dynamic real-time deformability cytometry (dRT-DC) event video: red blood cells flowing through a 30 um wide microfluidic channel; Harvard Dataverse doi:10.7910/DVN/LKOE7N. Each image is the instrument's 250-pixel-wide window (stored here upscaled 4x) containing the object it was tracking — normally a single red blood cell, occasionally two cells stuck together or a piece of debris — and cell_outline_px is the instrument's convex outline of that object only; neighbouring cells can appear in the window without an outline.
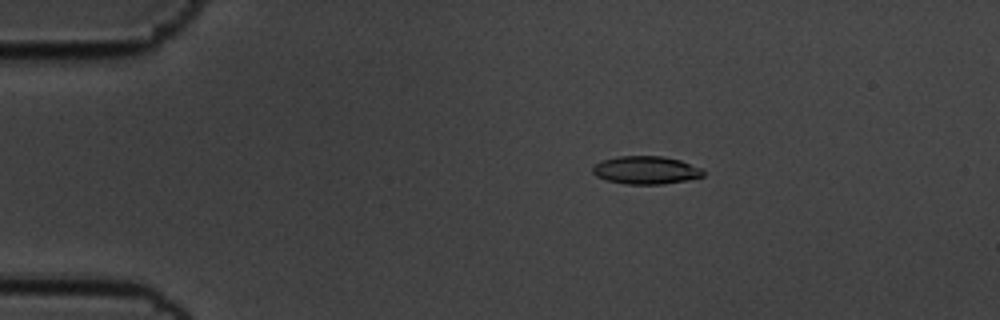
{"species": "common noctule bat (a hibernating species)", "species_latin": "Nyctalus noctula", "temperature_condition": "cold", "stored_images_in_passage": 56, "camera_frame_rate_fps": 3000, "um_per_image_px": 0.085, "animal": {"sex": "male", "body_mass_g": 19.5, "forearm_length_mm": 54.6}, "frame": {"image": 1, "passage_image": 10, "time_ms": 3.0, "image_size_px": [1000, 320], "cell_outline_px": [[704, 176], [684, 180], [660, 184], [624, 184], [608, 180], [596, 176], [592, 172], [592, 168], [600, 160], [620, 156], [664, 156], [680, 160], [704, 168]], "centroid_in_image_um": [54.91, 14.45], "position_along_channel_um": 30.1, "area_um2": 18.03}}
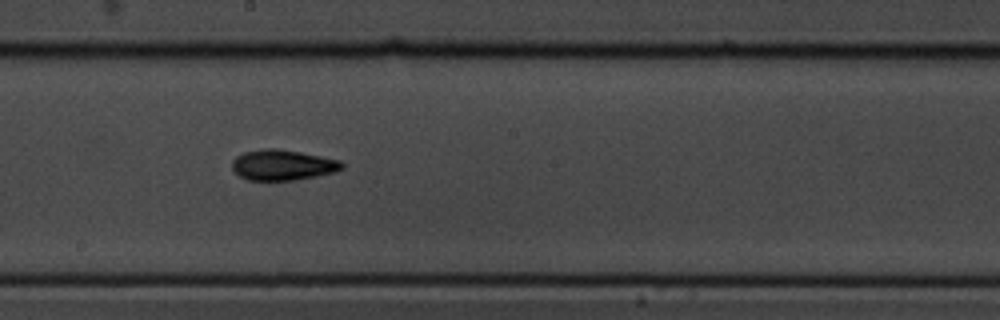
{"frame": {"image": 2, "passage_image": 31, "time_ms": 10.0, "image_size_px": [1000, 320], "cell_outline_px": [[344, 168], [336, 172], [316, 176], [292, 180], [248, 180], [240, 176], [232, 168], [232, 160], [236, 156], [244, 152], [264, 148], [276, 148], [300, 152], [340, 160], [344, 164]], "centroid_in_image_um": [24.03, 14.02], "position_along_channel_um": 224.2, "area_um2": 19.54}}
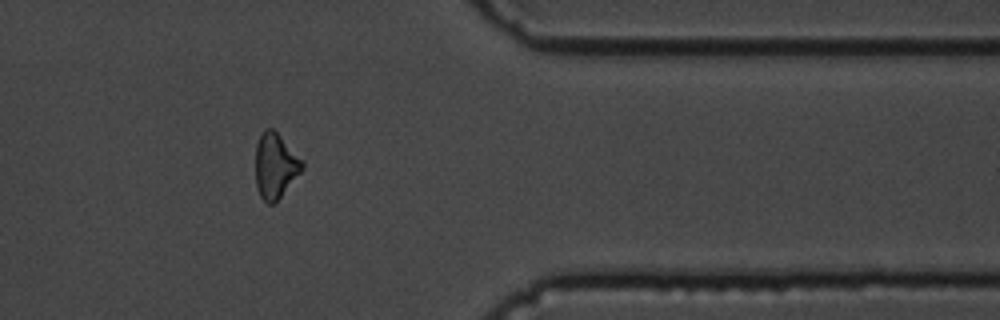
{"frame": {"image": 3, "passage_image": 46, "time_ms": 15.0, "image_size_px": [1000, 320], "cell_outline_px": [[304, 168], [280, 196], [272, 204], [268, 204], [260, 196], [256, 184], [256, 144], [264, 128], [272, 128], [304, 160]], "centroid_in_image_um": [23.41, 14.06], "position_along_channel_um": 388.0, "area_um2": 17.51}, "authors_computed_cell_mechanics": {"area_um2": 18.2359, "velocity_mm_per_s": 3.5764, "shape_relaxation_time_tau1_ms": 3.8273, "shape_relaxation_time_tau2_ms": 5.4864, "deformation_change_tau1": 0.1391, "deformation_change_tau2": 0.1399}}